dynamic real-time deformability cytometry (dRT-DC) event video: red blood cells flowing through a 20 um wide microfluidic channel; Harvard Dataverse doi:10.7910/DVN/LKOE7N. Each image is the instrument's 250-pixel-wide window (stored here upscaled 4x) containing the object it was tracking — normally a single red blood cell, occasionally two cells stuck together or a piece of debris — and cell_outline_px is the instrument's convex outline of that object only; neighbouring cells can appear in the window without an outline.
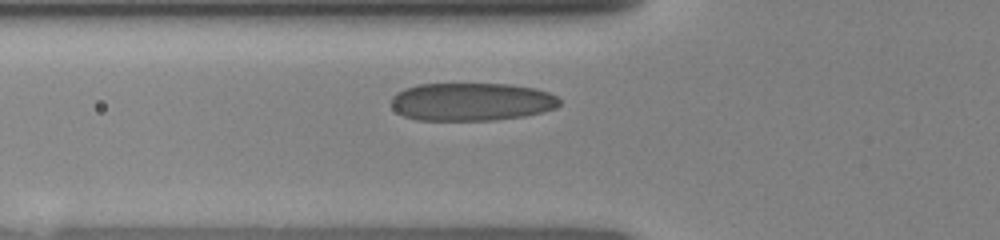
{"species": "human", "species_latin": "Homo sapiens", "temperature_condition": "room temperature", "stored_images_in_passage": 37, "camera_frame_rate_fps": 3000, "um_per_image_px": 0.085, "donor": {"sex": "female"}, "frame": {"image": 1, "passage_image": 7, "time_ms": 2.0, "image_size_px": [1000, 240], "cell_outline_px": [[560, 104], [556, 108], [524, 116], [496, 120], [416, 120], [404, 116], [396, 112], [392, 108], [392, 96], [396, 92], [404, 88], [416, 84], [512, 84], [536, 88], [548, 92], [556, 96], [560, 100]], "centroid_in_image_um": [40.06, 8.65], "position_along_channel_um": 85.7, "area_um2": 37.57}}
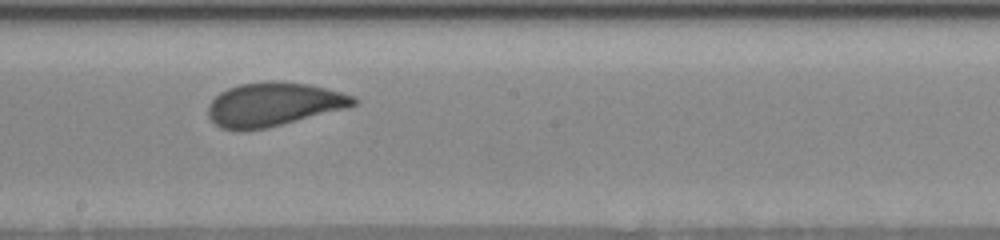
{"frame": {"image": 2, "passage_image": 18, "time_ms": 5.333, "image_size_px": [1000, 240], "cell_outline_px": [[360, 100], [356, 104], [348, 108], [268, 128], [240, 132], [220, 128], [208, 116], [208, 104], [220, 92], [228, 88], [240, 84], [272, 80], [308, 84], [340, 92], [352, 96]], "centroid_in_image_um": [23.23, 8.89], "position_along_channel_um": 225.0, "area_um2": 37.34}}
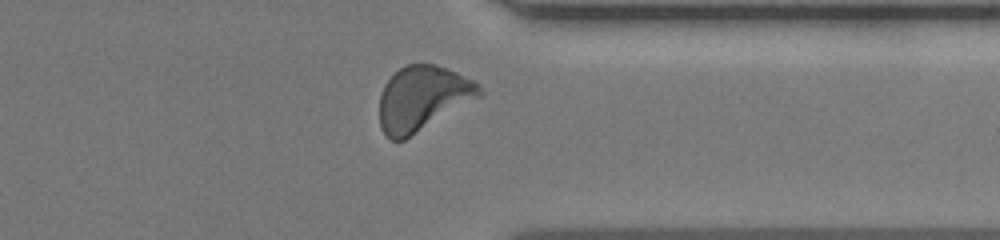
{"frame": {"image": 3, "passage_image": 29, "time_ms": 9.0, "image_size_px": [1000, 240], "cell_outline_px": [[484, 96], [404, 140], [392, 140], [384, 136], [380, 128], [380, 96], [384, 84], [404, 64], [436, 64], [448, 68], [472, 80], [484, 92]], "centroid_in_image_um": [35.93, 8.38], "position_along_channel_um": 375.5, "area_um2": 38.03}}